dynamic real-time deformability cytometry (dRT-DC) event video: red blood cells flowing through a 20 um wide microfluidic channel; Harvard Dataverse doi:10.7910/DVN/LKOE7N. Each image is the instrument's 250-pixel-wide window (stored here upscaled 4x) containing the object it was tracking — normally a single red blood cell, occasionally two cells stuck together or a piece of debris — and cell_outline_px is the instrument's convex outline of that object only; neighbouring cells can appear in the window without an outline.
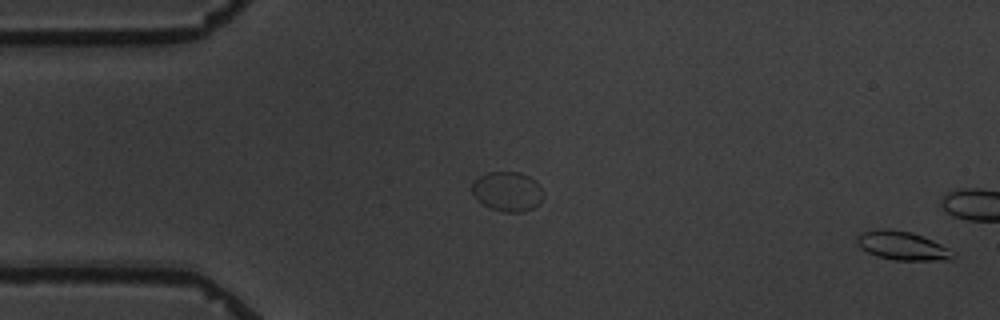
{"species": "common noctule bat (a hibernating species)", "species_latin": "Nyctalus noctula", "temperature_condition": "warm", "stored_images_in_passage": 5, "segment_of_instrument_passage": [2, 2], "camera_frame_rate_fps": 3000, "um_per_image_px": 0.085, "animal": {"sex": "male", "body_mass_g": 19.5, "forearm_length_mm": 54.6}, "frame": {"image": 1, "passage_image": 5, "time_ms": 4.667, "image_size_px": [1000, 320], "cell_outline_px": [[956, 256], [952, 260], [896, 260], [876, 256], [860, 248], [856, 244], [856, 236], [860, 232], [880, 228], [888, 228], [912, 232], [932, 240], [956, 252]], "centroid_in_image_um": [76.68, 20.88], "position_along_channel_um": 8.3, "area_um2": 16.36}}